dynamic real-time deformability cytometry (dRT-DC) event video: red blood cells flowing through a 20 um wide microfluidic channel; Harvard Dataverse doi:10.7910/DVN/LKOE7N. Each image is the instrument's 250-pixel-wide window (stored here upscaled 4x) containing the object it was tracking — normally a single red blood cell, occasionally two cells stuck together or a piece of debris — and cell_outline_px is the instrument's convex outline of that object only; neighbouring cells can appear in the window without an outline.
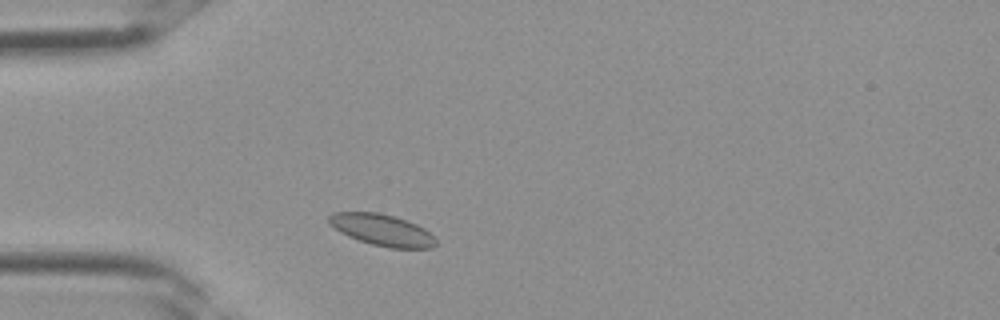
{"species": "Egyptian fruit bat (a non-hibernating species)", "species_latin": "Rousettus aegyptiacus", "temperature_condition": "room temperature", "stored_images_in_passage": 1, "camera_frame_rate_fps": 3000, "um_per_image_px": 0.085, "frame": {"image": 1, "passage_image": 1, "time_ms": 0.0, "image_size_px": [1000, 320], "cell_outline_px": [[436, 244], [432, 248], [388, 248], [372, 244], [348, 236], [340, 232], [328, 224], [328, 216], [332, 212], [376, 212], [392, 216], [416, 224], [424, 228], [436, 240]], "centroid_in_image_um": [32.43, 19.55], "position_along_channel_um": 52.6, "area_um2": 19.48}}